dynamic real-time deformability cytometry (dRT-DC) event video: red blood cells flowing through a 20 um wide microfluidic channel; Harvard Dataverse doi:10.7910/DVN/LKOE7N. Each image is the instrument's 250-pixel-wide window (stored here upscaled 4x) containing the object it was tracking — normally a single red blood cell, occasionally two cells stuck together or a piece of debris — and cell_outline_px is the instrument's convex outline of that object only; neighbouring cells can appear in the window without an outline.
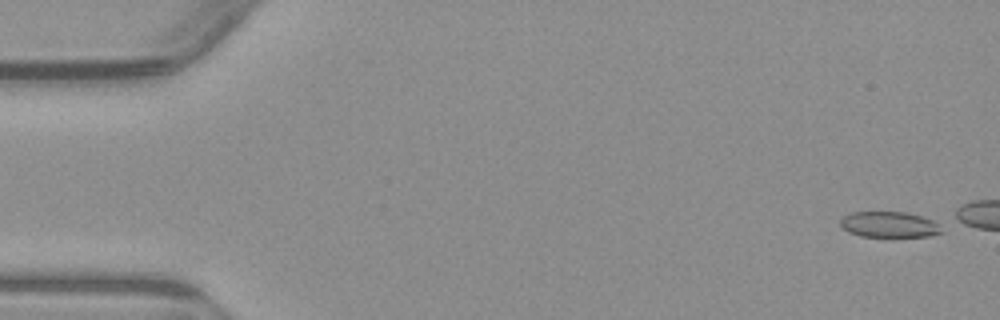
{"species": "common noctule bat (a hibernating species)", "species_latin": "Nyctalus noctula", "temperature_condition": "warm", "stored_images_in_passage": 6, "camera_frame_rate_fps": 3000, "um_per_image_px": 0.085, "animal": {"sex": "male", "body_mass_g": 23.1, "forearm_length_mm": 52.7}, "frame": {"image": 1, "passage_image": 1, "time_ms": 0.0, "image_size_px": [1000, 320], "cell_outline_px": [[944, 232], [932, 236], [860, 236], [848, 232], [840, 224], [840, 220], [844, 216], [852, 212], [908, 212], [932, 220]], "centroid_in_image_um": [75.57, 19.08], "position_along_channel_um": 9.4, "area_um2": 15.03}}
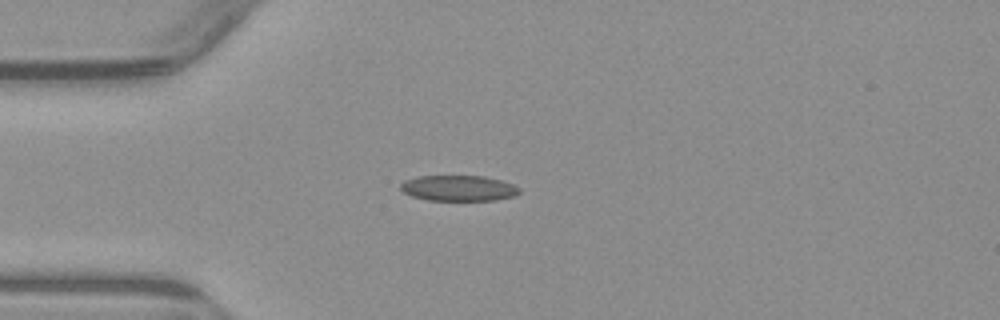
{"frame": {"image": 2, "passage_image": 5, "time_ms": 5.667, "image_size_px": [1000, 320], "cell_outline_px": [[520, 192], [516, 196], [496, 200], [428, 200], [412, 196], [404, 192], [400, 188], [400, 184], [404, 180], [416, 176], [484, 176], [500, 180], [512, 184], [520, 188]], "centroid_in_image_um": [38.98, 15.99], "position_along_channel_um": 46.0, "area_um2": 17.8}}